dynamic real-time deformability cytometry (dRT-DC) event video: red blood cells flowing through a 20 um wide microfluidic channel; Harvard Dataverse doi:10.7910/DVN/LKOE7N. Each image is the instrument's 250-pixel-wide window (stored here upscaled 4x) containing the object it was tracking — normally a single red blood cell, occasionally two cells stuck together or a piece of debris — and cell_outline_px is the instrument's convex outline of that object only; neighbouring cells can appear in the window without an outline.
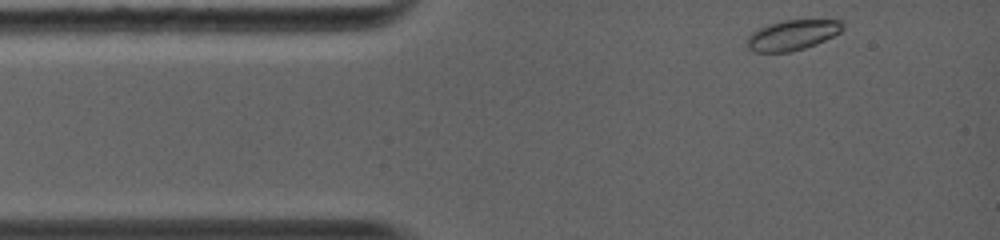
{"species": "common noctule bat (a hibernating species)", "species_latin": "Nyctalus noctula", "temperature_condition": "warm", "stored_images_in_passage": 25, "camera_frame_rate_fps": 5000, "um_per_image_px": 0.085, "animal": {"sex": "female", "body_mass_g": 19.0, "forearm_length_mm": 56.7}, "frame": {"image": 1, "passage_image": 1, "time_ms": 0.0, "image_size_px": [1000, 240], "cell_outline_px": [[844, 28], [840, 32], [816, 44], [792, 52], [752, 52], [748, 48], [748, 36], [752, 32], [768, 24], [784, 20], [844, 20]], "centroid_in_image_um": [67.37, 2.98], "position_along_channel_um": 17.6, "area_um2": 16.82}}
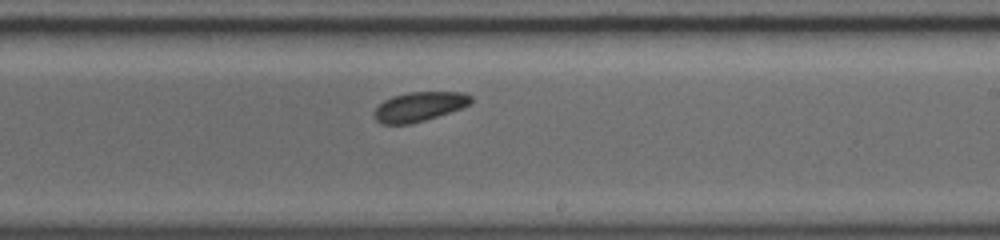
{"frame": {"image": 2, "passage_image": 16, "time_ms": 6.4, "image_size_px": [1000, 240], "cell_outline_px": [[472, 104], [424, 120], [408, 124], [380, 124], [376, 120], [372, 112], [384, 100], [392, 96], [408, 92], [464, 92], [472, 96]], "centroid_in_image_um": [35.62, 9.05], "position_along_channel_um": 253.4, "area_um2": 16.53}}
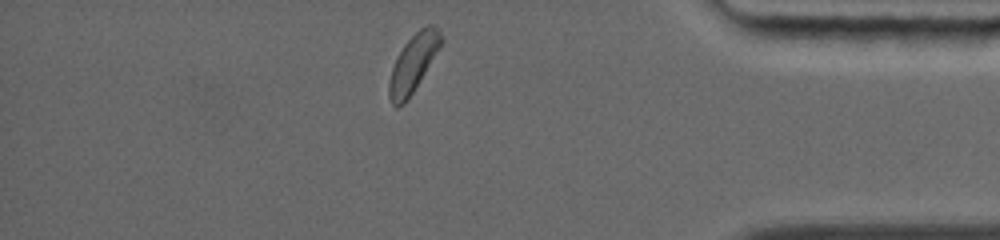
{"frame": {"image": 3, "passage_image": 25, "time_ms": 10.4, "image_size_px": [1000, 240], "cell_outline_px": [[444, 40], [412, 92], [404, 104], [396, 108], [392, 104], [388, 96], [388, 84], [392, 68], [404, 44], [420, 28], [428, 24], [432, 24], [440, 32]], "centroid_in_image_um": [35.1, 5.38], "position_along_channel_um": 400.1, "area_um2": 16.94}, "authors_computed_cell_mechanics": {"area_um2": 16.8776, "velocity_mm_per_s": 4.3519, "shape_relaxation_time_tau1_ms": null, "shape_relaxation_time_tau2_ms": 4.101, "deformation_change_tau1": null, "deformation_change_tau2": 0.0719}}